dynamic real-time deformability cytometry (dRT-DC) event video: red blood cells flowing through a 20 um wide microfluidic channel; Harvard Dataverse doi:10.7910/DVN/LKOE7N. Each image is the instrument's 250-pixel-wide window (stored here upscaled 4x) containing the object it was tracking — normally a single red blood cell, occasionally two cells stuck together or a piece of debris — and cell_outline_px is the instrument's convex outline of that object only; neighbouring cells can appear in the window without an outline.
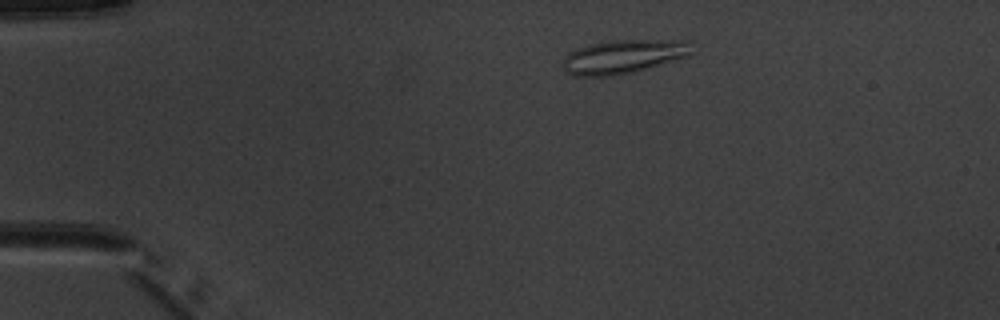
{"species": "common noctule bat (a hibernating species)", "species_latin": "Nyctalus noctula", "temperature_condition": "warm", "stored_images_in_passage": 3, "camera_frame_rate_fps": 3000, "um_per_image_px": 0.085, "animal": {"sex": "male", "body_mass_g": 20.1, "forearm_length_mm": 53.5}, "frame": {"image": 1, "passage_image": 2, "time_ms": 1.0, "image_size_px": [1000, 320], "cell_outline_px": [[692, 40], [688, 56], [636, 72], [612, 76], [576, 76], [568, 72], [564, 68], [564, 56], [576, 48], [592, 44], [612, 40]], "centroid_in_image_um": [53.01, 4.81], "position_along_channel_um": 32.0, "area_um2": 25.32}}